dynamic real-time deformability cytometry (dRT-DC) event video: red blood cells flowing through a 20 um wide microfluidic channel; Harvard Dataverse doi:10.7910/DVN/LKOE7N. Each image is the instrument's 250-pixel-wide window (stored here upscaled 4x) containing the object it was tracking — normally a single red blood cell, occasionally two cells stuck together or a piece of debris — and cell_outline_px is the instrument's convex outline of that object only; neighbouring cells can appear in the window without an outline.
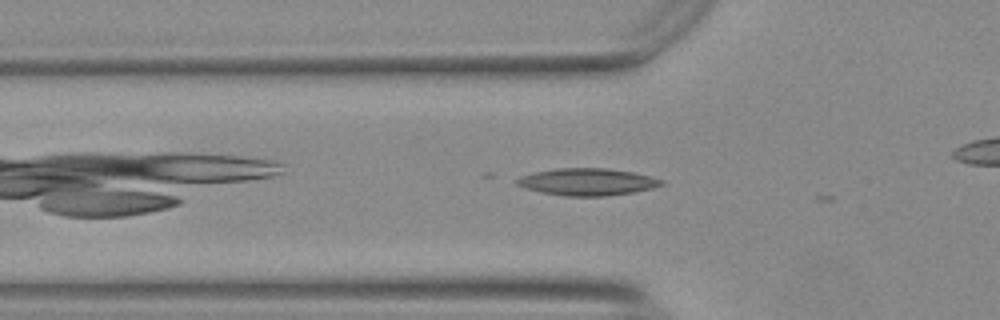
{"species": "Egyptian fruit bat (a non-hibernating species)", "species_latin": "Rousettus aegyptiacus", "temperature_condition": "warm", "stored_images_in_passage": 29, "camera_frame_rate_fps": 3000, "um_per_image_px": 0.085, "animal": {"sex": "female"}, "frame": {"image": 1, "passage_image": 5, "time_ms": 1.333, "image_size_px": [1000, 320], "cell_outline_px": [[664, 184], [652, 188], [632, 192], [608, 196], [568, 196], [540, 192], [524, 188], [516, 184], [516, 180], [520, 176], [536, 172], [556, 168], [604, 168], [632, 172], [664, 180]], "centroid_in_image_um": [49.9, 15.46], "position_along_channel_um": 75.9, "area_um2": 22.66}}
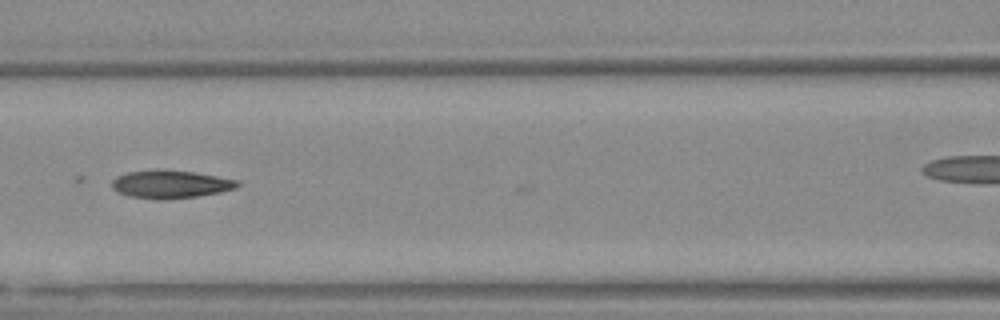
{"frame": {"image": 2, "passage_image": 11, "time_ms": 3.333, "image_size_px": [1000, 320], "cell_outline_px": [[240, 184], [236, 188], [220, 192], [196, 196], [156, 200], [132, 196], [120, 192], [112, 188], [112, 180], [116, 176], [128, 172], [192, 172], [240, 180]], "centroid_in_image_um": [14.54, 15.69], "position_along_channel_um": 152.1, "area_um2": 19.54}}
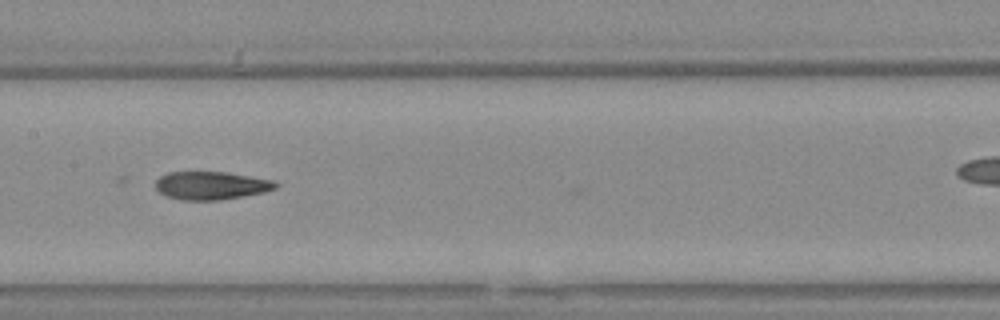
{"frame": {"image": 3, "passage_image": 14, "time_ms": 4.333, "image_size_px": [1000, 320], "cell_outline_px": [[280, 184], [276, 188], [264, 192], [220, 200], [180, 200], [168, 196], [160, 192], [156, 188], [156, 180], [160, 176], [168, 172], [228, 172], [276, 180]], "centroid_in_image_um": [18.0, 15.76], "position_along_channel_um": 189.4, "area_um2": 19.77}, "authors_computed_cell_mechanics": {"area_um2": 19.8254, "velocity_mm_per_s": 3.7519, "shape_relaxation_time_tau1_ms": null, "shape_relaxation_time_tau2_ms": 2.339, "deformation_change_tau1": null, "deformation_change_tau2": 0.0933}}